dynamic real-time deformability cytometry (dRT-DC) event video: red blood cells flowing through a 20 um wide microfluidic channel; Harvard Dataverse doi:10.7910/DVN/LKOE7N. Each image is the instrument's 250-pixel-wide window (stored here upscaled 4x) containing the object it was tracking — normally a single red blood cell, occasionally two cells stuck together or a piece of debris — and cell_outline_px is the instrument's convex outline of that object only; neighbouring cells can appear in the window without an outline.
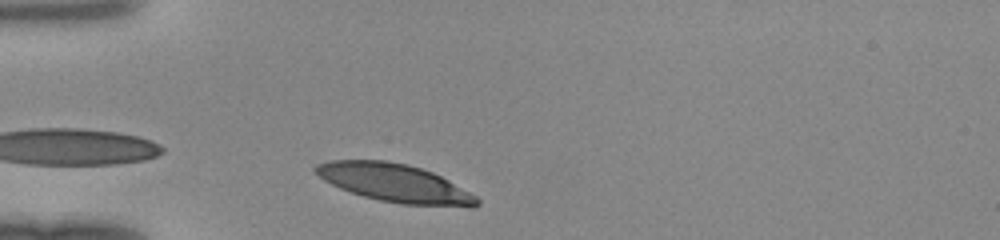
{"species": "human", "species_latin": "Homo sapiens", "temperature_condition": "room temperature", "stored_images_in_passage": 26, "camera_frame_rate_fps": 3000, "um_per_image_px": 0.085, "donor": {"sex": "female"}, "frame": {"image": 1, "passage_image": 1, "time_ms": 0.0, "image_size_px": [1000, 240], "cell_outline_px": [[480, 204], [472, 208], [404, 204], [380, 200], [364, 196], [340, 188], [324, 180], [312, 168], [316, 164], [328, 160], [388, 160], [408, 164], [432, 172], [448, 180], [476, 196], [480, 200]], "centroid_in_image_um": [33.58, 15.56], "position_along_channel_um": 51.4, "area_um2": 35.84}}
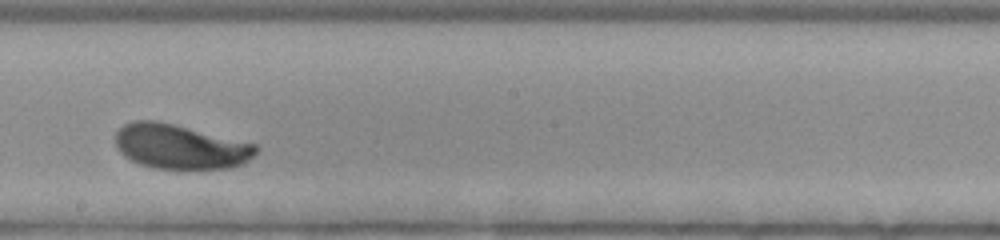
{"frame": {"image": 2, "passage_image": 15, "time_ms": 4.667, "image_size_px": [1000, 240], "cell_outline_px": [[260, 148], [244, 164], [228, 168], [152, 168], [140, 164], [124, 156], [116, 148], [116, 132], [124, 124], [132, 120], [156, 120], [256, 144]], "centroid_in_image_um": [15.29, 12.46], "position_along_channel_um": 232.9, "area_um2": 36.3}}
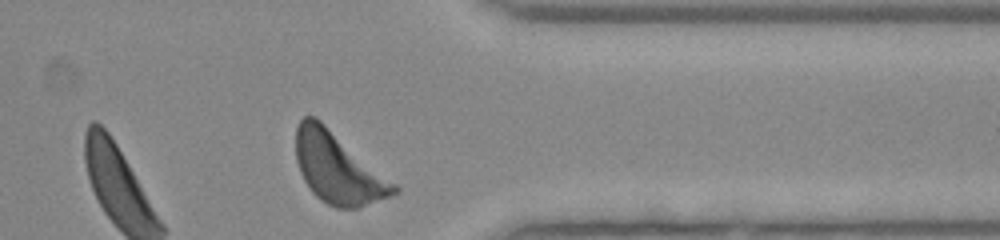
{"frame": {"image": 3, "passage_image": 26, "time_ms": 8.333, "image_size_px": [1000, 240], "cell_outline_px": [[400, 192], [360, 208], [336, 208], [320, 200], [312, 192], [304, 180], [300, 172], [296, 160], [296, 128], [300, 120], [304, 116], [316, 116], [396, 184], [400, 188]], "centroid_in_image_um": [28.72, 14.3], "position_along_channel_um": 382.7, "area_um2": 40.29}}